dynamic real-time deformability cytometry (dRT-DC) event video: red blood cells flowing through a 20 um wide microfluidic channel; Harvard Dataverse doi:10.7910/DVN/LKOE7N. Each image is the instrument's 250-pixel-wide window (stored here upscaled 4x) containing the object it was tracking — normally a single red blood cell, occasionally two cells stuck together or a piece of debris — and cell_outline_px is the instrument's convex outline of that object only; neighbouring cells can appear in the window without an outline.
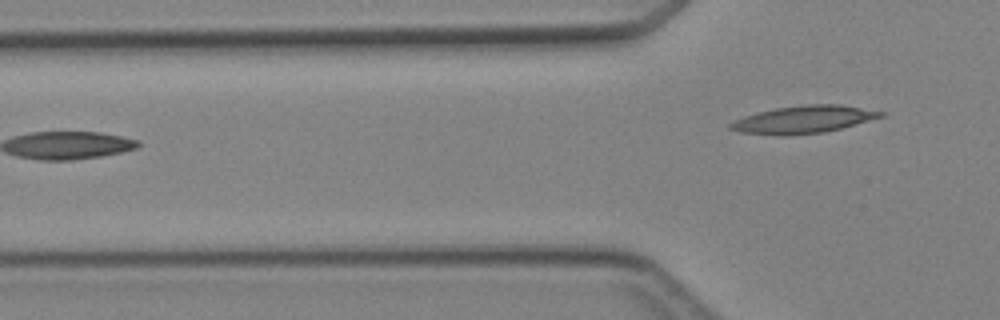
{"species": "Egyptian fruit bat (a non-hibernating species)", "species_latin": "Rousettus aegyptiacus", "temperature_condition": "cold", "stored_images_in_passage": 5, "camera_frame_rate_fps": 3000, "um_per_image_px": 0.085, "animal": {"sex": "female"}, "frame": {"image": 1, "passage_image": 5, "time_ms": 5.667, "image_size_px": [1000, 320], "cell_outline_px": [[888, 112], [884, 116], [840, 128], [824, 132], [784, 136], [740, 132], [728, 128], [728, 124], [744, 116], [756, 112], [776, 108], [808, 104], [840, 104]], "centroid_in_image_um": [68.3, 10.15], "position_along_channel_um": 57.5, "area_um2": 24.04}}